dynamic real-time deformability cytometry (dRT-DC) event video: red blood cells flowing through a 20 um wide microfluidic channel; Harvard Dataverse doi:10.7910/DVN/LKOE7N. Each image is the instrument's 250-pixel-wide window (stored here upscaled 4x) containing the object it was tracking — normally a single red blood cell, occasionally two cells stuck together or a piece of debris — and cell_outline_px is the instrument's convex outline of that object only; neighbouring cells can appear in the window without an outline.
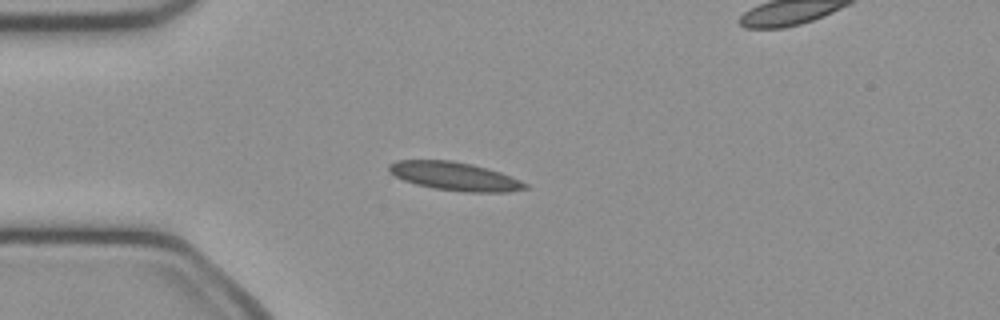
{"species": "common noctule bat (a hibernating species)", "species_latin": "Nyctalus noctula", "temperature_condition": "cold", "stored_images_in_passage": 33, "camera_frame_rate_fps": 3000, "um_per_image_px": 0.085, "animal": {"sex": "female", "body_mass_g": 21.9}, "frame": {"image": 1, "passage_image": 1, "time_ms": 0.0, "image_size_px": [1000, 320], "cell_outline_px": [[528, 188], [508, 192], [464, 192], [432, 188], [416, 184], [404, 180], [388, 172], [388, 164], [396, 160], [452, 160], [472, 164], [488, 168], [500, 172], [520, 180], [528, 184]], "centroid_in_image_um": [38.64, 14.98], "position_along_channel_um": 46.4, "area_um2": 22.66}}
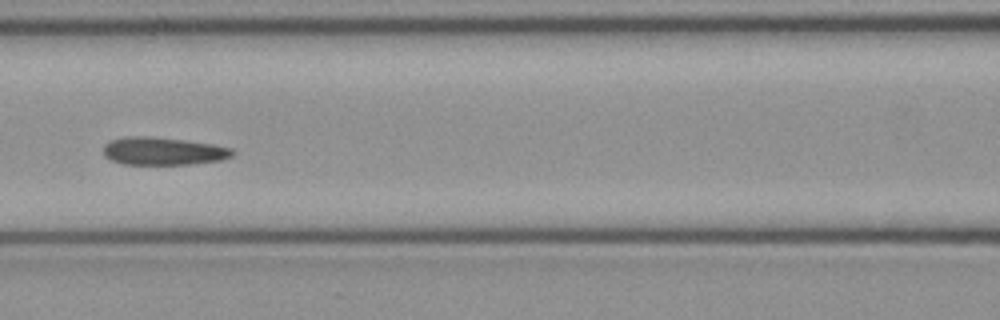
{"frame": {"image": 2, "passage_image": 10, "time_ms": 3.0, "image_size_px": [1000, 320], "cell_outline_px": [[236, 152], [232, 156], [220, 160], [188, 164], [124, 164], [112, 160], [104, 156], [104, 144], [112, 140], [124, 136], [152, 136], [184, 140], [212, 144], [232, 148]], "centroid_in_image_um": [13.86, 12.83], "position_along_channel_um": 152.7, "area_um2": 20.87}}
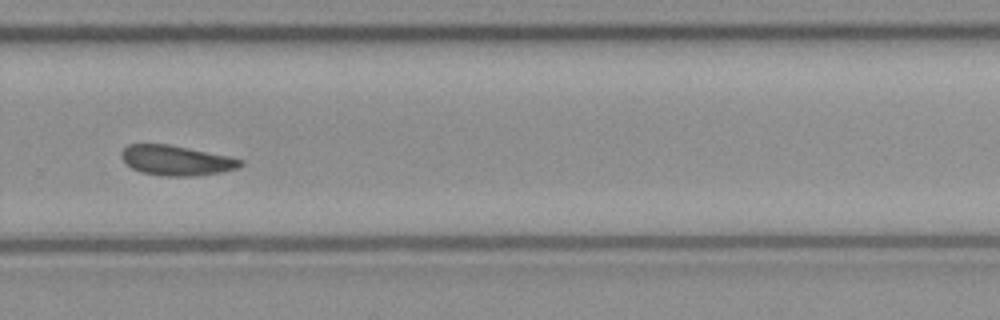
{"frame": {"image": 3, "passage_image": 22, "time_ms": 7.0, "image_size_px": [1000, 320], "cell_outline_px": [[244, 164], [240, 168], [220, 172], [188, 176], [160, 176], [140, 172], [132, 168], [120, 156], [120, 152], [128, 144], [168, 144], [232, 156], [244, 160]], "centroid_in_image_um": [15.02, 13.63], "position_along_channel_um": 314.8, "area_um2": 20.98}, "authors_computed_cell_mechanics": {"area_um2": 20.8658, "velocity_mm_per_s": 4.0673, "shape_relaxation_time_tau1_ms": null, "shape_relaxation_time_tau2_ms": 4.2204, "deformation_change_tau1": null, "deformation_change_tau2": 0.0731}}